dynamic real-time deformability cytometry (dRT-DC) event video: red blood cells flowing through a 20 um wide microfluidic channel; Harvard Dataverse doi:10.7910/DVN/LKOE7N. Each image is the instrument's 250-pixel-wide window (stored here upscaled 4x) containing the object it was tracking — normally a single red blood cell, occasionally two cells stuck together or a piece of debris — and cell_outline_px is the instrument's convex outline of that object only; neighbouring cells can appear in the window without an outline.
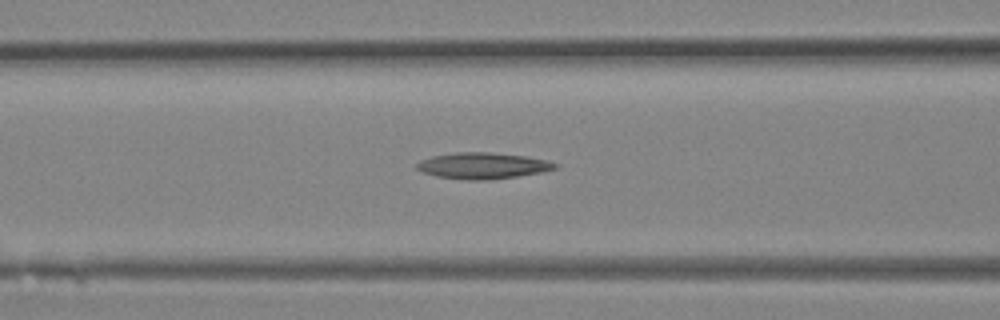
{"species": "Egyptian fruit bat (a non-hibernating species)", "species_latin": "Rousettus aegyptiacus", "temperature_condition": "room temperature", "stored_images_in_passage": 27, "camera_frame_rate_fps": 3000, "um_per_image_px": 0.085, "animal": {"sex": "female"}, "frame": {"image": 1, "passage_image": 6, "time_ms": 1.667, "image_size_px": [1000, 320], "cell_outline_px": [[560, 168], [540, 172], [492, 180], [468, 180], [436, 176], [424, 172], [416, 168], [416, 164], [420, 160], [432, 156], [456, 152], [488, 152], [524, 156], [548, 160], [560, 164]], "centroid_in_image_um": [41.07, 14.08], "position_along_channel_um": 125.5, "area_um2": 21.15}}
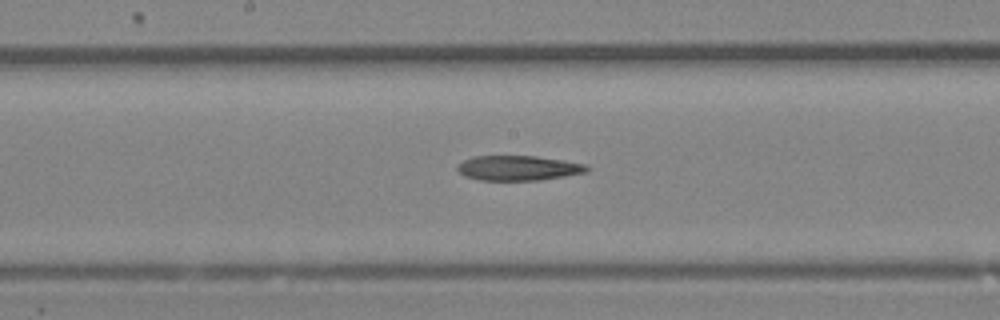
{"frame": {"image": 2, "passage_image": 10, "time_ms": 3.0, "image_size_px": [1000, 320], "cell_outline_px": [[592, 168], [588, 172], [540, 180], [480, 180], [464, 176], [456, 168], [464, 160], [472, 156], [536, 156], [564, 160], [584, 164]], "centroid_in_image_um": [44.09, 14.28], "position_along_channel_um": 204.1, "area_um2": 18.79}}
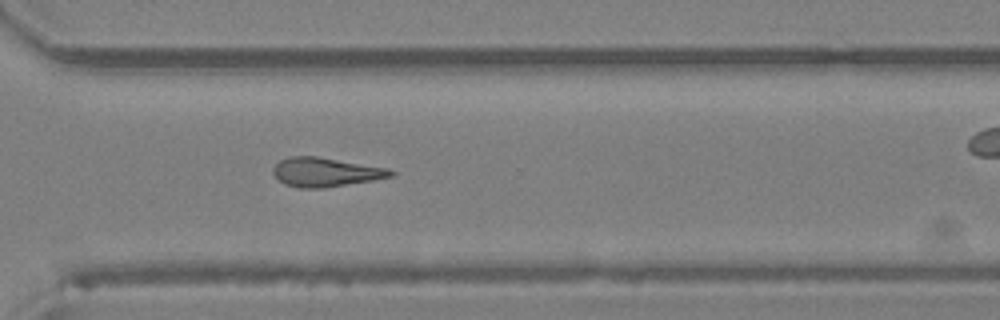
{"frame": {"image": 3, "passage_image": 17, "time_ms": 5.333, "image_size_px": [1000, 320], "cell_outline_px": [[396, 172], [392, 176], [372, 180], [324, 188], [300, 188], [284, 184], [272, 172], [272, 168], [280, 160], [288, 156], [316, 156], [388, 168]], "centroid_in_image_um": [27.65, 14.63], "position_along_channel_um": 343.0, "area_um2": 19.83}}